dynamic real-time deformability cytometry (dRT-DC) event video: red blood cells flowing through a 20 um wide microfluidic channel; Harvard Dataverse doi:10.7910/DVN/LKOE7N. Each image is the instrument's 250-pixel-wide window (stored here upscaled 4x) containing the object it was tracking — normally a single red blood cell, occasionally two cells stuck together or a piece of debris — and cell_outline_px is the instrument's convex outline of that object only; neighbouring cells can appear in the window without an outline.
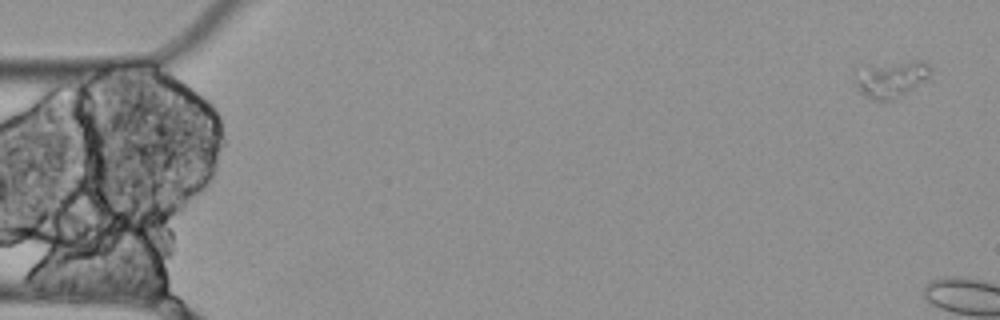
{"species": "Egyptian fruit bat (a non-hibernating species)", "species_latin": "Rousettus aegyptiacus", "temperature_condition": "cold", "stored_images_in_passage": 5, "camera_frame_rate_fps": 3000, "um_per_image_px": 0.085, "animal": {"sex": "female"}, "frame": {"image": 1, "passage_image": 1, "time_ms": 0.0, "image_size_px": [1000, 320], "cell_outline_px": [[932, 80], [892, 100], [872, 100], [864, 96], [856, 88], [856, 80], [868, 64], [912, 60], [924, 60], [932, 68]], "centroid_in_image_um": [75.9, 6.71], "position_along_channel_um": 9.1, "area_um2": 16.59}}